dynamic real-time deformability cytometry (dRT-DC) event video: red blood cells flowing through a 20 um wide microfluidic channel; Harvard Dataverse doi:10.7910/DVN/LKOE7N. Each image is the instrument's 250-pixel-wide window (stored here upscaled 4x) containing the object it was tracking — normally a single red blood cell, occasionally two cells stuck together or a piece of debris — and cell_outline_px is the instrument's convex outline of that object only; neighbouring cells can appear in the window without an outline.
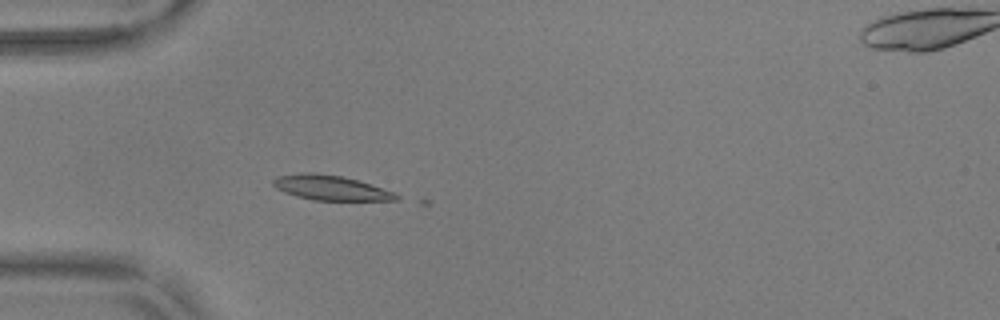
{"species": "common noctule bat (a hibernating species)", "species_latin": "Nyctalus noctula", "temperature_condition": "warm", "stored_images_in_passage": 22, "camera_frame_rate_fps": 3000, "um_per_image_px": 0.085, "animal": {"sex": "male", "body_mass_g": 17.9, "forearm_length_mm": 54.2}, "frame": {"image": 1, "passage_image": 18, "time_ms": 5.667, "image_size_px": [1000, 320], "cell_outline_px": [[400, 200], [312, 200], [296, 196], [284, 192], [276, 188], [272, 184], [272, 180], [276, 176], [304, 172], [316, 172], [340, 176], [356, 180], [396, 192], [400, 196]], "centroid_in_image_um": [28.09, 15.96], "position_along_channel_um": 56.9, "area_um2": 17.86}}